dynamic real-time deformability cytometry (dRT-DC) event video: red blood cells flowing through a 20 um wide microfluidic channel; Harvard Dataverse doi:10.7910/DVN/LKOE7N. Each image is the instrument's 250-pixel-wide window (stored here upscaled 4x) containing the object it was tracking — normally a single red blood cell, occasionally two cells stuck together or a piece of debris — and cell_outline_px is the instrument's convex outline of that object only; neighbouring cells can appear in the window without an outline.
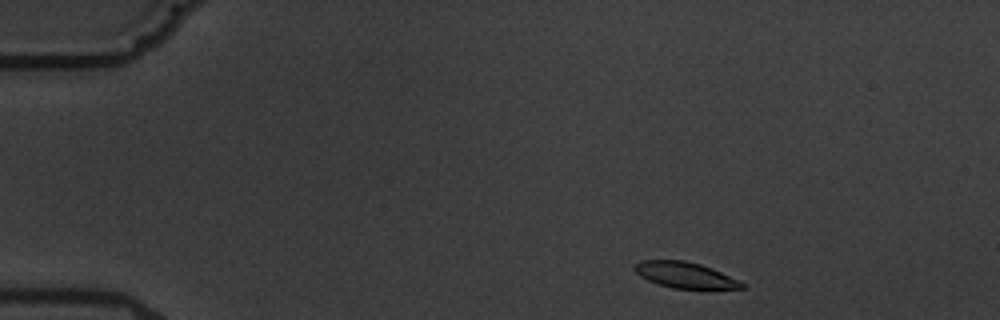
{"species": "common noctule bat (a hibernating species)", "species_latin": "Nyctalus noctula", "temperature_condition": "warm", "stored_images_in_passage": 4, "camera_frame_rate_fps": 3000, "um_per_image_px": 0.085, "animal": {"sex": "male", "body_mass_g": 19.5, "forearm_length_mm": 54.6}, "frame": {"image": 1, "passage_image": 1, "time_ms": 0.0, "image_size_px": [1000, 320], "cell_outline_px": [[748, 288], [672, 288], [648, 280], [640, 276], [632, 268], [640, 260], [684, 260], [700, 264], [712, 268], [740, 280], [748, 284]], "centroid_in_image_um": [58.27, 23.37], "position_along_channel_um": 26.7, "area_um2": 16.18}}
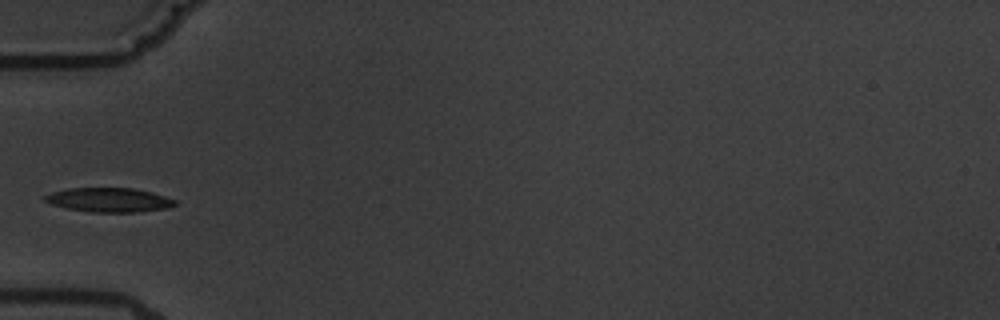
{"frame": {"image": 2, "passage_image": 4, "time_ms": 3.667, "image_size_px": [1000, 320], "cell_outline_px": [[180, 204], [168, 208], [136, 212], [92, 212], [68, 208], [52, 204], [44, 200], [44, 196], [52, 192], [68, 188], [136, 188], [152, 192], [176, 200]], "centroid_in_image_um": [9.33, 16.99], "position_along_channel_um": 75.7, "area_um2": 18.38}}